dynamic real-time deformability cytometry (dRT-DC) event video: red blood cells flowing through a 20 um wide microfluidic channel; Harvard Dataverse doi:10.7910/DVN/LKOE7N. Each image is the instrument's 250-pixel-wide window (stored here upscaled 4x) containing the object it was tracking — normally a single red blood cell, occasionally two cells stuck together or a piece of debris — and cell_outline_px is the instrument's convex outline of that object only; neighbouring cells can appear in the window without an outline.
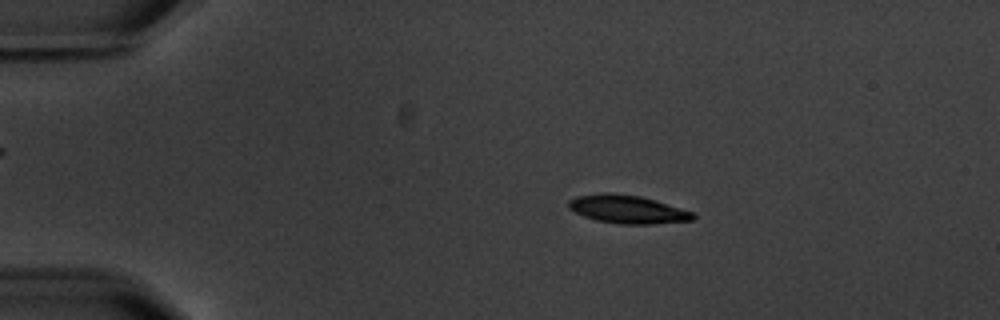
{"species": "common noctule bat (a hibernating species)", "species_latin": "Nyctalus noctula", "temperature_condition": "warm", "stored_images_in_passage": 4, "camera_frame_rate_fps": 3000, "um_per_image_px": 0.085, "animal": {"sex": "male", "body_mass_g": 20.1, "forearm_length_mm": 53.5}, "frame": {"image": 1, "passage_image": 3, "time_ms": 2.333, "image_size_px": [1000, 320], "cell_outline_px": [[696, 216], [692, 220], [652, 224], [620, 224], [596, 220], [584, 216], [568, 208], [568, 200], [576, 196], [604, 192], [608, 192], [640, 196], [656, 200], [692, 212]], "centroid_in_image_um": [53.31, 17.78], "position_along_channel_um": 31.7, "area_um2": 20.4}}